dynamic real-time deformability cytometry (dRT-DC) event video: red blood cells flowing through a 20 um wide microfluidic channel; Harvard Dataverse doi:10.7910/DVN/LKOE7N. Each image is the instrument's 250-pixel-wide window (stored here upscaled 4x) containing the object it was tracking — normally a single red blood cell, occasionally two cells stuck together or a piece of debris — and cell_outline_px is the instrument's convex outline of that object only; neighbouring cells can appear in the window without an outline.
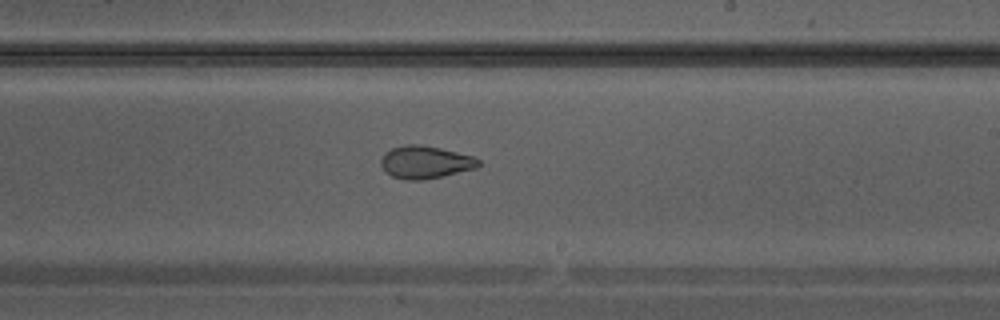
{"species": "Egyptian fruit bat (a non-hibernating species)", "species_latin": "Rousettus aegyptiacus", "temperature_condition": "warm", "stored_images_in_passage": 25, "camera_frame_rate_fps": 3000, "um_per_image_px": 0.085, "animal": {"sex": "male"}, "frame": {"image": 1, "passage_image": 11, "time_ms": 3.333, "image_size_px": [1000, 320], "cell_outline_px": [[480, 164], [476, 168], [424, 180], [408, 180], [392, 176], [380, 164], [380, 160], [384, 152], [392, 148], [404, 144], [420, 144], [440, 148], [472, 156], [480, 160]], "centroid_in_image_um": [36.13, 13.77], "position_along_channel_um": 252.9, "area_um2": 18.44}}